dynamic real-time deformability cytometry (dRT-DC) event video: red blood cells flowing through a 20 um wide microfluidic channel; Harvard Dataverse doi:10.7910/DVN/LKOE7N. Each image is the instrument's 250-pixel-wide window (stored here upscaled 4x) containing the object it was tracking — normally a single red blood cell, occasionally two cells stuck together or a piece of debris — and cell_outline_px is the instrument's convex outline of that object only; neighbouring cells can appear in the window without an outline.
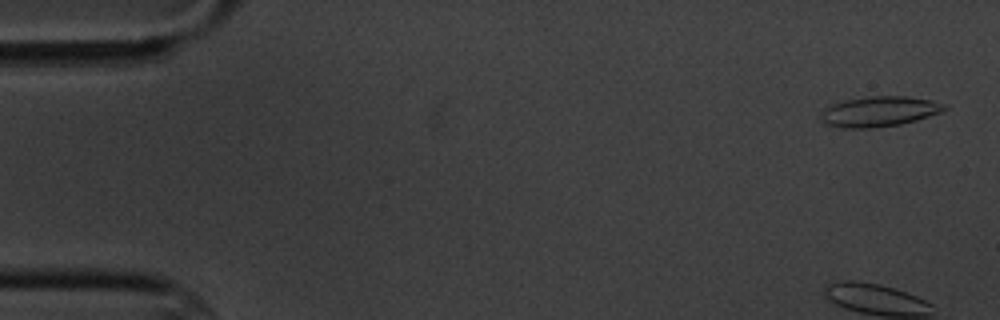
{"species": "common noctule bat (a hibernating species)", "species_latin": "Nyctalus noctula", "temperature_condition": "cold", "stored_images_in_passage": 9, "camera_frame_rate_fps": 3000, "um_per_image_px": 0.085, "animal": {"sex": "male", "body_mass_g": 20.1, "forearm_length_mm": 53.5}, "frame": {"image": 1, "passage_image": 1, "time_ms": 0.0, "image_size_px": [1000, 320], "cell_outline_px": [[948, 108], [940, 112], [916, 120], [900, 124], [872, 128], [844, 128], [824, 124], [820, 120], [820, 112], [832, 104], [848, 100], [868, 96], [908, 96], [932, 100], [944, 104]], "centroid_in_image_um": [74.71, 9.48], "position_along_channel_um": 10.3, "area_um2": 21.73}}